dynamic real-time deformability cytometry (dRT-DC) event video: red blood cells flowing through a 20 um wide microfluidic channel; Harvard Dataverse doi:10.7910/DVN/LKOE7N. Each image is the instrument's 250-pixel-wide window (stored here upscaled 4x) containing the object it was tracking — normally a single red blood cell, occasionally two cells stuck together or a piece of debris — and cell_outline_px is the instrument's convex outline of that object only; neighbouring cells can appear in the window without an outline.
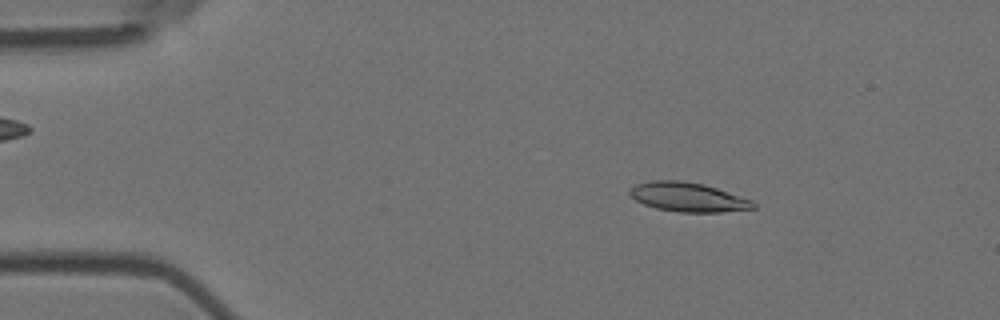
{"species": "Egyptian fruit bat (a non-hibernating species)", "species_latin": "Rousettus aegyptiacus", "temperature_condition": "room temperature", "stored_images_in_passage": 55, "camera_frame_rate_fps": 3000, "um_per_image_px": 0.085, "animal": {"sex": "female"}, "frame": {"image": 1, "passage_image": 8, "time_ms": 2.333, "image_size_px": [1000, 320], "cell_outline_px": [[756, 208], [720, 212], [680, 212], [656, 208], [644, 204], [636, 200], [628, 192], [628, 188], [636, 184], [652, 180], [680, 180], [704, 184], [752, 200], [756, 204]], "centroid_in_image_um": [58.46, 16.75], "position_along_channel_um": 26.5, "area_um2": 20.98}}
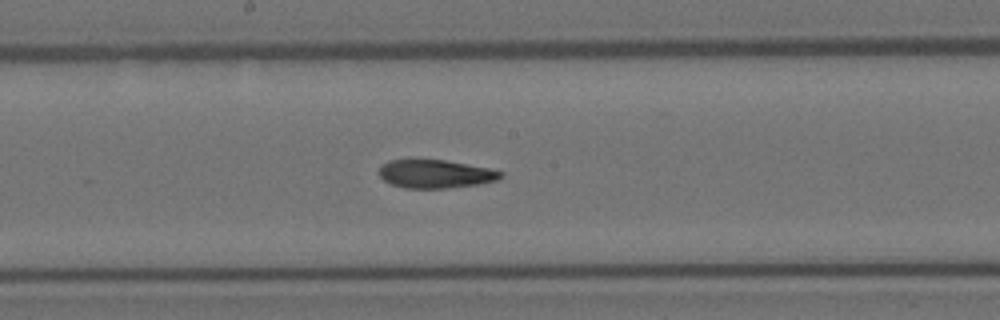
{"frame": {"image": 2, "passage_image": 29, "time_ms": 9.333, "image_size_px": [1000, 320], "cell_outline_px": [[504, 176], [496, 180], [476, 184], [448, 188], [404, 188], [392, 184], [384, 180], [380, 176], [380, 164], [388, 160], [444, 160], [488, 168], [504, 172]], "centroid_in_image_um": [36.99, 14.78], "position_along_channel_um": 211.2, "area_um2": 19.88}}
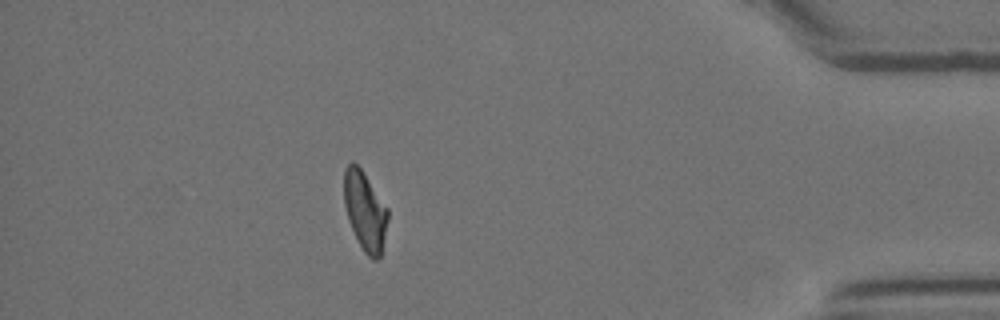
{"frame": {"image": 3, "passage_image": 49, "time_ms": 16.0, "image_size_px": [1000, 320], "cell_outline_px": [[388, 220], [380, 256], [376, 260], [372, 260], [364, 252], [348, 220], [344, 204], [344, 168], [352, 160], [360, 168], [388, 208]], "centroid_in_image_um": [31.01, 17.92], "position_along_channel_um": 404.2, "area_um2": 19.94}, "authors_computed_cell_mechanics": {"area_um2": 20.808, "velocity_mm_per_s": 3.5852, "shape_relaxation_time_tau1_ms": 10.3127, "shape_relaxation_time_tau2_ms": 3.0037, "deformation_change_tau1": 0.2629, "deformation_change_tau2": 0.1044}}